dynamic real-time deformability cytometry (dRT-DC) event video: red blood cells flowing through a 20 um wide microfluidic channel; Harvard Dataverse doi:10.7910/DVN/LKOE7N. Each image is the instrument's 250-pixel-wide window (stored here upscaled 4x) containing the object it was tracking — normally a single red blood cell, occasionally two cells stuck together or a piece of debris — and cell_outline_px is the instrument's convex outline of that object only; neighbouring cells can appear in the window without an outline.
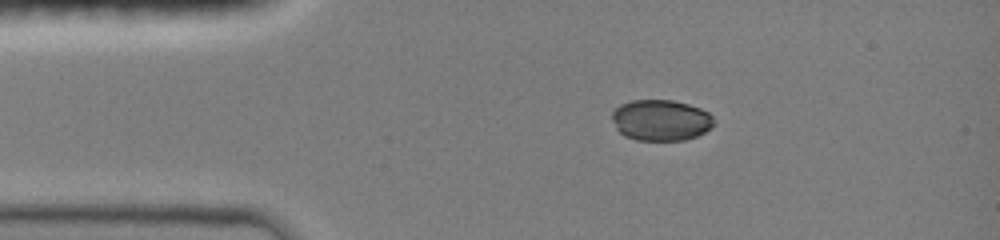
{"species": "common noctule bat (a hibernating species)", "species_latin": "Nyctalus noctula", "temperature_condition": "room temperature", "stored_images_in_passage": 40, "camera_frame_rate_fps": 3000, "um_per_image_px": 0.085, "animal": {"sex": "female", "body_mass_g": 19.0, "forearm_length_mm": 51.5}, "frame": {"image": 1, "passage_image": 1, "time_ms": 0.0, "image_size_px": [1000, 240], "cell_outline_px": [[712, 124], [704, 132], [696, 136], [684, 140], [636, 140], [624, 136], [616, 128], [612, 120], [612, 112], [620, 104], [632, 100], [672, 100], [688, 104], [700, 108], [708, 112], [712, 116]], "centroid_in_image_um": [56.13, 10.21], "position_along_channel_um": 28.9, "area_um2": 24.22}}
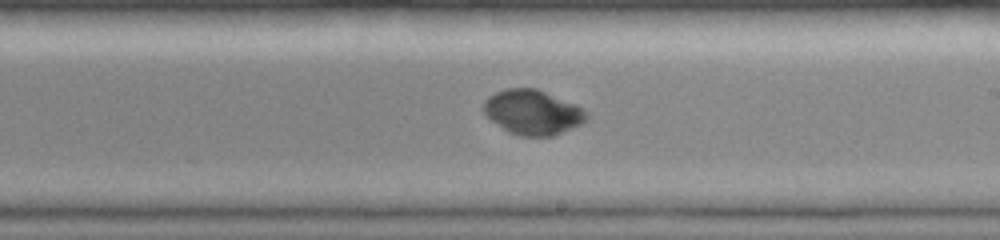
{"frame": {"image": 2, "passage_image": 20, "time_ms": 6.333, "image_size_px": [1000, 240], "cell_outline_px": [[588, 116], [580, 124], [552, 136], [520, 136], [508, 132], [492, 120], [480, 108], [484, 100], [488, 96], [496, 92], [508, 88], [536, 88], [576, 104], [588, 112]], "centroid_in_image_um": [45.25, 9.53], "position_along_channel_um": 243.8, "area_um2": 26.76}}
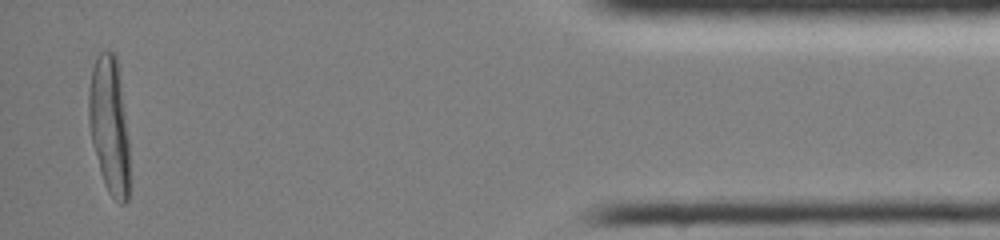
{"frame": {"image": 3, "passage_image": 38, "time_ms": 12.333, "image_size_px": [1000, 240], "cell_outline_px": [[128, 200], [124, 204], [120, 204], [108, 192], [104, 184], [100, 172], [88, 124], [88, 92], [92, 68], [96, 56], [100, 52], [112, 52], [116, 56], [128, 140]], "centroid_in_image_um": [9.26, 10.67], "position_along_channel_um": 425.9, "area_um2": 32.08}, "authors_computed_cell_mechanics": {"area_um2": 27.455, "velocity_mm_per_s": 4.0444, "shape_relaxation_time_tau1_ms": 4.3247, "shape_relaxation_time_tau2_ms": null, "deformation_change_tau1": 0.1004, "deformation_change_tau2": null}}